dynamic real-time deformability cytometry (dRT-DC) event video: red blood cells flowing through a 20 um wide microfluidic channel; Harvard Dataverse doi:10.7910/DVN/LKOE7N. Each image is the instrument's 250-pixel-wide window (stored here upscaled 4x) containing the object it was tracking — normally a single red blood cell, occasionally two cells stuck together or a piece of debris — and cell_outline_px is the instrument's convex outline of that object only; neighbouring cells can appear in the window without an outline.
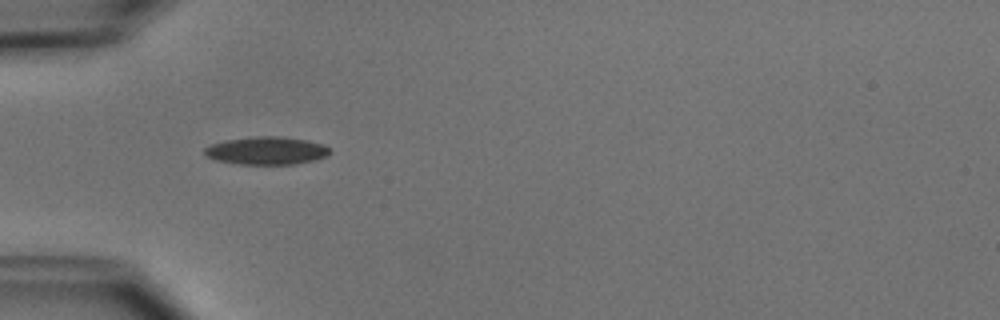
{"species": "common noctule bat (a hibernating species)", "species_latin": "Nyctalus noctula", "temperature_condition": "cold", "stored_images_in_passage": 4, "camera_frame_rate_fps": 3000, "um_per_image_px": 0.085, "animal": {"sex": "male", "body_mass_g": 15.6}, "frame": {"image": 1, "passage_image": 4, "time_ms": 3.333, "image_size_px": [1000, 320], "cell_outline_px": [[328, 156], [312, 160], [292, 164], [240, 164], [216, 160], [208, 156], [204, 152], [204, 148], [212, 144], [228, 140], [256, 136], [276, 136], [308, 140], [324, 144], [328, 148]], "centroid_in_image_um": [22.66, 12.8], "position_along_channel_um": 62.3, "area_um2": 20.0}}